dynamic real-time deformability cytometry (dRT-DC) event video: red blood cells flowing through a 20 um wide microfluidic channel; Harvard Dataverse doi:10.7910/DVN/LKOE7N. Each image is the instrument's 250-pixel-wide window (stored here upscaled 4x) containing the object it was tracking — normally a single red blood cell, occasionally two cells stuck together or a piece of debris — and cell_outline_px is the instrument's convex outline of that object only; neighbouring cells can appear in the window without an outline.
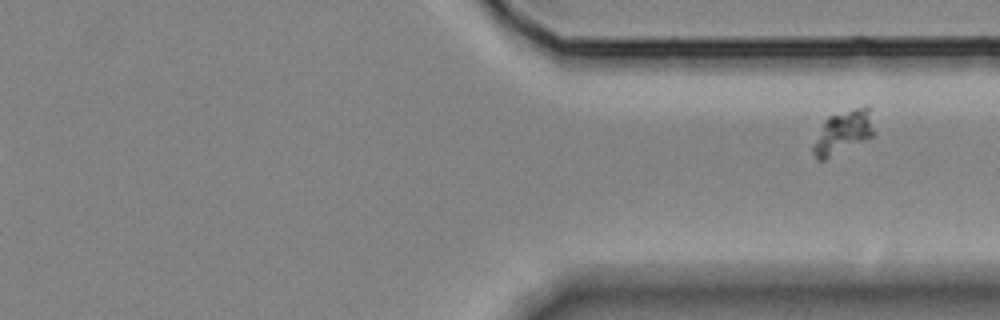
{"species": "Egyptian fruit bat (a non-hibernating species)", "species_latin": "Rousettus aegyptiacus", "temperature_condition": "room temperature", "stored_images_in_passage": 12, "segment_of_instrument_passage": [2, 2], "camera_frame_rate_fps": 3000, "um_per_image_px": 0.085, "animal": {"sex": "female"}, "frame": {"image": 1, "passage_image": 12, "time_ms": 14.667, "image_size_px": [1000, 320], "cell_outline_px": [[876, 132], [872, 136], [824, 160], [816, 160], [812, 152], [812, 144], [824, 120], [828, 116], [852, 108], [868, 104], [872, 108]], "centroid_in_image_um": [71.7, 11.18], "position_along_channel_um": 339.7, "area_um2": 15.9}}